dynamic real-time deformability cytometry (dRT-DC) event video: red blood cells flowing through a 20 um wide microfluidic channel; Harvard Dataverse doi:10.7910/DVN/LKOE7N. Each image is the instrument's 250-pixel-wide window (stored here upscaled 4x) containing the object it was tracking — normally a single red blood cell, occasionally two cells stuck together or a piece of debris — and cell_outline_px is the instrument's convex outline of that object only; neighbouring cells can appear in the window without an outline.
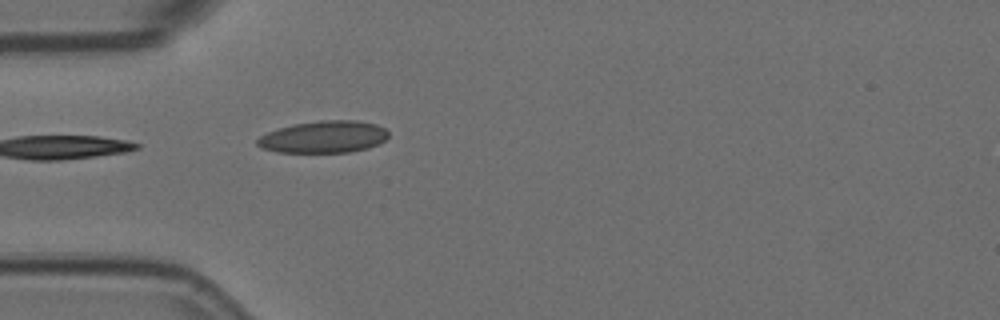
{"species": "Egyptian fruit bat (a non-hibernating species)", "species_latin": "Rousettus aegyptiacus", "temperature_condition": "room temperature", "stored_images_in_passage": 25, "camera_frame_rate_fps": 3000, "um_per_image_px": 0.085, "animal": {"sex": "female"}, "frame": {"image": 1, "passage_image": 1, "time_ms": 0.0, "image_size_px": [1000, 320], "cell_outline_px": [[388, 136], [380, 144], [368, 148], [348, 152], [276, 152], [260, 148], [256, 144], [256, 140], [260, 136], [268, 132], [292, 124], [320, 120], [356, 120], [376, 124], [384, 128], [388, 132]], "centroid_in_image_um": [27.51, 11.63], "position_along_channel_um": 57.5, "area_um2": 24.57}}